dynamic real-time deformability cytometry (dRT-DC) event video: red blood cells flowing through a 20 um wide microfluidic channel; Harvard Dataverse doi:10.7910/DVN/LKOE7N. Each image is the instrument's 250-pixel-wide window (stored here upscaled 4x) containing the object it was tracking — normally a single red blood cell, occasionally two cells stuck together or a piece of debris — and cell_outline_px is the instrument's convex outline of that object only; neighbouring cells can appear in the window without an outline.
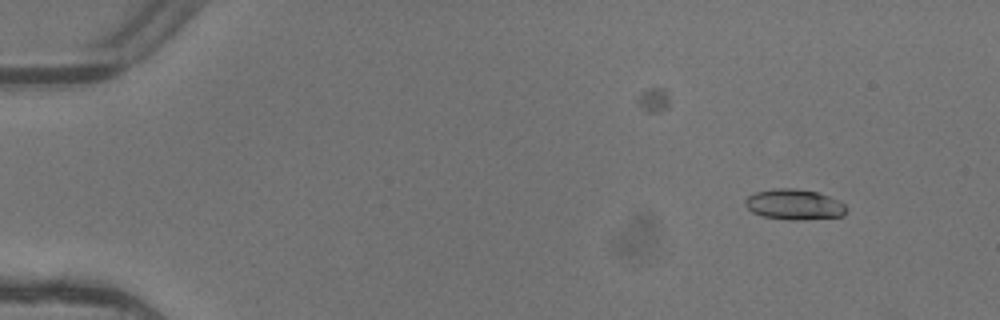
{"species": "common noctule bat (a hibernating species)", "species_latin": "Nyctalus noctula", "temperature_condition": "warm", "stored_images_in_passage": 4, "camera_frame_rate_fps": 3000, "um_per_image_px": 0.085, "animal": {"sex": "female"}, "frame": {"image": 1, "passage_image": 1, "time_ms": 0.0, "image_size_px": [1000, 320], "cell_outline_px": [[848, 208], [844, 216], [804, 220], [788, 220], [764, 216], [752, 212], [744, 204], [744, 200], [748, 196], [756, 192], [776, 188], [792, 188], [816, 192], [828, 196], [844, 204]], "centroid_in_image_um": [67.51, 17.39], "position_along_channel_um": 17.5, "area_um2": 17.98}}